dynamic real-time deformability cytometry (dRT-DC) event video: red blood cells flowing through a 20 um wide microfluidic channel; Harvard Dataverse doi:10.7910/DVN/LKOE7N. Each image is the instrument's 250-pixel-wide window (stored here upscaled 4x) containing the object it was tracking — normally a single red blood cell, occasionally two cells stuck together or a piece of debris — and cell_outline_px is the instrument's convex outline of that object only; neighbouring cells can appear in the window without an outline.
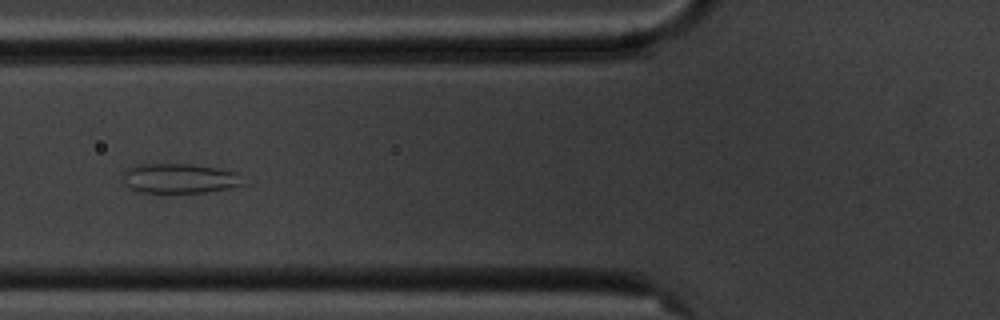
{"species": "common noctule bat (a hibernating species)", "species_latin": "Nyctalus noctula", "temperature_condition": "cold", "stored_images_in_passage": 9, "camera_frame_rate_fps": 3000, "um_per_image_px": 0.085, "animal": {"sex": "male", "body_mass_g": 20.1, "forearm_length_mm": 53.5}, "frame": {"image": 1, "passage_image": 6, "time_ms": 5.667, "image_size_px": [1000, 320], "cell_outline_px": [[248, 184], [228, 188], [204, 192], [140, 192], [128, 188], [124, 184], [120, 176], [132, 164], [192, 164], [220, 168], [236, 172]], "centroid_in_image_um": [15.23, 15.15], "position_along_channel_um": 110.6, "area_um2": 21.15}}
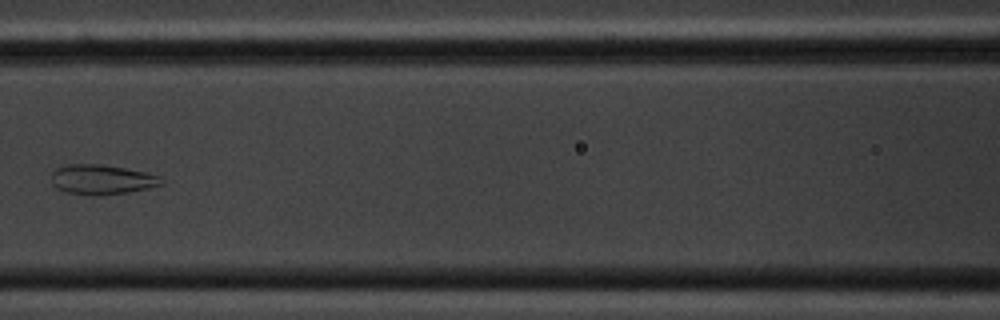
{"frame": {"image": 2, "passage_image": 7, "time_ms": 7.0, "image_size_px": [1000, 320], "cell_outline_px": [[164, 184], [148, 188], [128, 192], [100, 196], [92, 196], [64, 192], [56, 188], [52, 184], [52, 172], [56, 168], [68, 164], [100, 164], [124, 168], [144, 172], [160, 176]], "centroid_in_image_um": [8.62, 15.27], "position_along_channel_um": 158.0, "area_um2": 19.25}}